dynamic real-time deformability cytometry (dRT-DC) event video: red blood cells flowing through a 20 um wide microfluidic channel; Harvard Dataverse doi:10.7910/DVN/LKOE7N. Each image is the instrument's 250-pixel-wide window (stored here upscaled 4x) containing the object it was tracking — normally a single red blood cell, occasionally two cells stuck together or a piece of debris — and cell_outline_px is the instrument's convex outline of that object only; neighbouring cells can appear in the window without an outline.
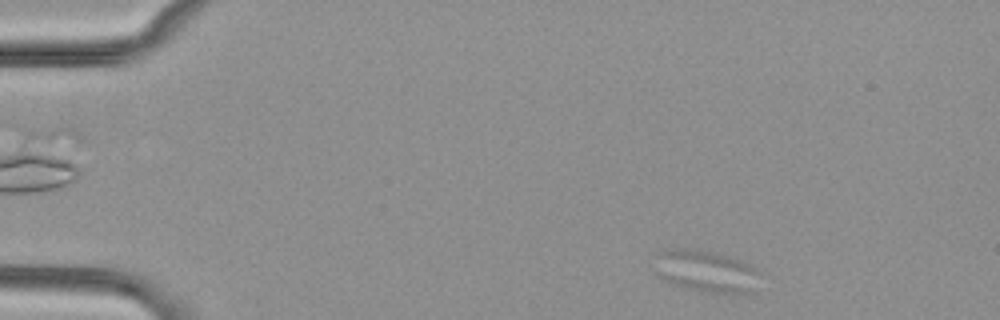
{"species": "common noctule bat (a hibernating species)", "species_latin": "Nyctalus noctula", "temperature_condition": "cold", "stored_images_in_passage": 5, "camera_frame_rate_fps": 3000, "um_per_image_px": 0.085, "animal": {"sex": "female", "body_mass_g": 29.2, "forearm_length_mm": 56.3}, "frame": {"image": 1, "passage_image": 5, "time_ms": 1.333, "image_size_px": [1000, 320], "cell_outline_px": [[764, 268], [752, 292], [732, 296], [704, 292], [684, 288], [672, 284], [660, 276], [656, 272], [656, 252], [660, 248], [700, 248], [716, 252]], "centroid_in_image_um": [60.08, 23.05], "position_along_channel_um": 24.9, "area_um2": 27.17}}